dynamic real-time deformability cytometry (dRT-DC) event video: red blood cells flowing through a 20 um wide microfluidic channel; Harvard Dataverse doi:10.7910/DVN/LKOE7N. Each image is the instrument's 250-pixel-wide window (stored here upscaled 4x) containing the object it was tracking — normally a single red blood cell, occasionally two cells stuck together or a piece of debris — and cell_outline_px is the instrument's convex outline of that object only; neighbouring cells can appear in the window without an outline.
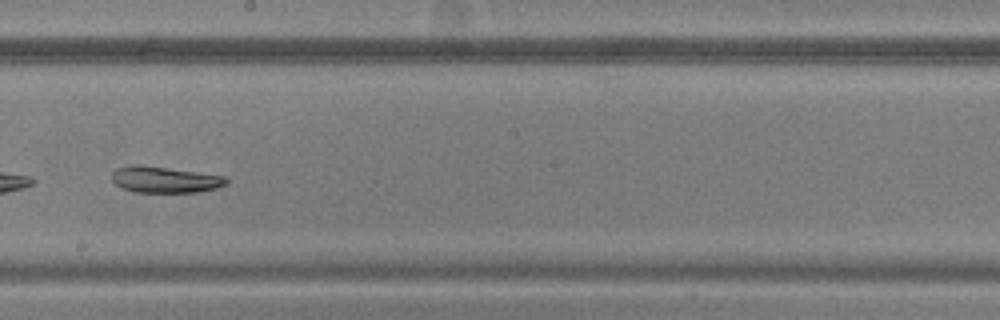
{"species": "common noctule bat (a hibernating species)", "species_latin": "Nyctalus noctula", "temperature_condition": "warm", "stored_images_in_passage": 48, "camera_frame_rate_fps": 3000, "um_per_image_px": 0.085, "animal": {"sex": "male", "body_mass_g": 20.5, "forearm_length_mm": 52.5}, "frame": {"image": 1, "passage_image": 28, "time_ms": 9.0, "image_size_px": [1000, 320], "cell_outline_px": [[228, 184], [216, 188], [196, 192], [132, 192], [120, 188], [112, 180], [112, 172], [116, 168], [128, 164], [140, 164], [224, 176], [228, 180]], "centroid_in_image_um": [13.95, 15.26], "position_along_channel_um": 234.3, "area_um2": 17.63}}
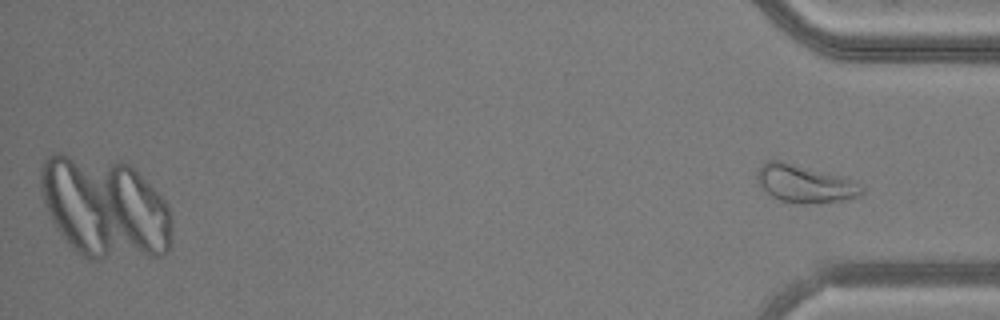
{"frame": {"image": 2, "passage_image": 48, "time_ms": 15.667, "image_size_px": [1000, 320], "cell_outline_px": [[864, 192], [860, 196], [848, 200], [780, 200], [772, 196], [760, 184], [756, 176], [756, 172], [768, 160], [780, 160], [840, 176], [864, 184]], "centroid_in_image_um": [68.46, 15.56], "position_along_channel_um": 366.7, "area_um2": 21.85}}